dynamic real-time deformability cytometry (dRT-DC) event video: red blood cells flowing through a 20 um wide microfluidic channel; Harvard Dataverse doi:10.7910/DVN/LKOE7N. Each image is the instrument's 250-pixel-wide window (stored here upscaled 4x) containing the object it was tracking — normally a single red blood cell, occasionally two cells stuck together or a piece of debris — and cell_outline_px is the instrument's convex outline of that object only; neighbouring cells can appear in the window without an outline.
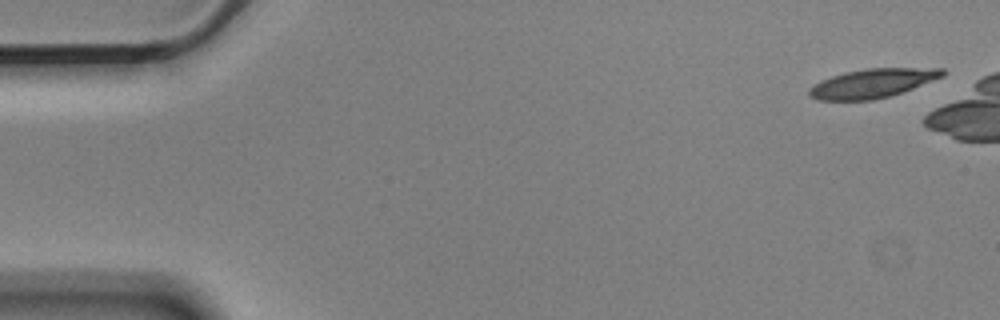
{"species": "Egyptian fruit bat (a non-hibernating species)", "species_latin": "Rousettus aegyptiacus", "temperature_condition": "cold", "stored_images_in_passage": 8, "camera_frame_rate_fps": 3000, "um_per_image_px": 0.085, "animal": {"sex": "male"}, "frame": {"image": 1, "passage_image": 1, "time_ms": 0.0, "image_size_px": [1000, 320], "cell_outline_px": [[944, 76], [912, 88], [888, 96], [872, 100], [820, 100], [808, 96], [808, 88], [820, 80], [832, 76], [848, 72], [868, 68], [944, 68]], "centroid_in_image_um": [74.12, 7.08], "position_along_channel_um": 10.9, "area_um2": 22.25}}
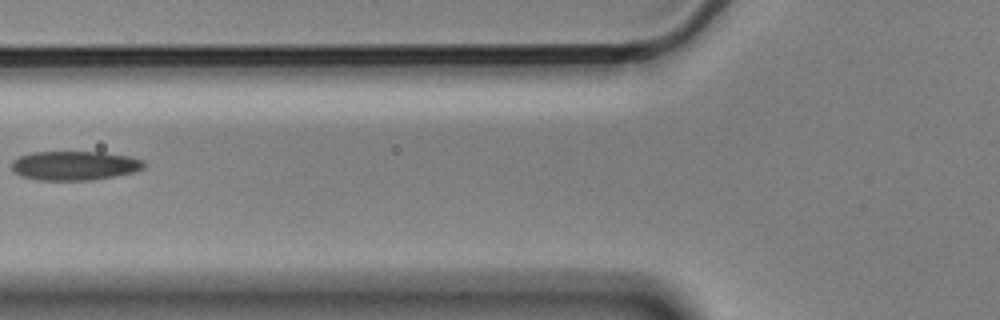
{"frame": {"image": 2, "passage_image": 7, "time_ms": 2.0, "image_size_px": [1000, 320], "cell_outline_px": [[144, 168], [132, 172], [92, 180], [36, 180], [20, 176], [12, 172], [12, 160], [20, 156], [32, 152], [104, 152], [128, 156], [144, 160]], "centroid_in_image_um": [6.29, 14.07], "position_along_channel_um": 119.5, "area_um2": 22.54}}
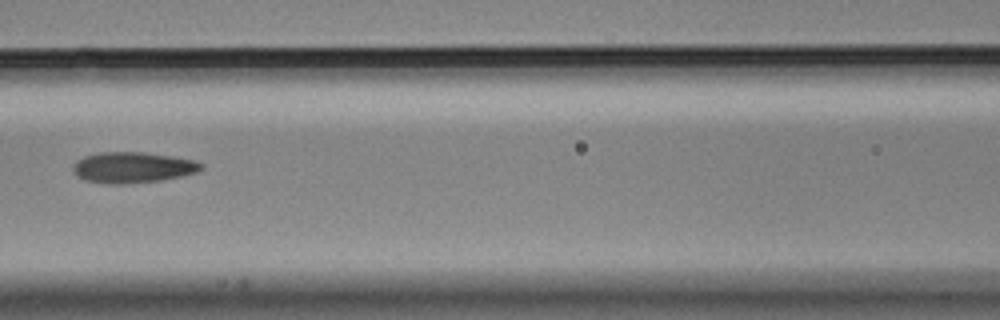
{"frame": {"image": 3, "passage_image": 8, "time_ms": 2.333, "image_size_px": [1000, 320], "cell_outline_px": [[204, 168], [200, 172], [160, 180], [120, 184], [112, 184], [84, 180], [76, 176], [72, 172], [72, 164], [76, 160], [84, 156], [100, 152], [144, 152], [172, 156], [196, 160], [204, 164]], "centroid_in_image_um": [11.28, 14.22], "position_along_channel_um": 155.3, "area_um2": 23.29}}